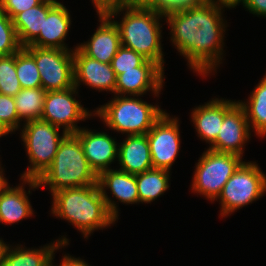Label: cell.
<instances>
[{"instance_id": "6da1fadb", "label": "cell", "mask_w": 266, "mask_h": 266, "mask_svg": "<svg viewBox=\"0 0 266 266\" xmlns=\"http://www.w3.org/2000/svg\"><path fill=\"white\" fill-rule=\"evenodd\" d=\"M225 8L205 0L197 6L165 13L172 46L187 59L188 67L198 76L213 75L223 63L227 22L222 13Z\"/></svg>"}, {"instance_id": "7a4b0ae2", "label": "cell", "mask_w": 266, "mask_h": 266, "mask_svg": "<svg viewBox=\"0 0 266 266\" xmlns=\"http://www.w3.org/2000/svg\"><path fill=\"white\" fill-rule=\"evenodd\" d=\"M51 196L50 212L68 221L86 239L94 231L111 227L117 221L108 211L98 184L58 190Z\"/></svg>"}, {"instance_id": "3957f363", "label": "cell", "mask_w": 266, "mask_h": 266, "mask_svg": "<svg viewBox=\"0 0 266 266\" xmlns=\"http://www.w3.org/2000/svg\"><path fill=\"white\" fill-rule=\"evenodd\" d=\"M122 18L118 22L121 45L134 50L146 59L157 63L164 70V52L162 51V24L165 14L156 8L122 6L110 17Z\"/></svg>"}, {"instance_id": "277c9868", "label": "cell", "mask_w": 266, "mask_h": 266, "mask_svg": "<svg viewBox=\"0 0 266 266\" xmlns=\"http://www.w3.org/2000/svg\"><path fill=\"white\" fill-rule=\"evenodd\" d=\"M79 139L68 134L58 147L51 166L37 179L39 188L48 187L51 195L62 189L97 184Z\"/></svg>"}, {"instance_id": "5b68a950", "label": "cell", "mask_w": 266, "mask_h": 266, "mask_svg": "<svg viewBox=\"0 0 266 266\" xmlns=\"http://www.w3.org/2000/svg\"><path fill=\"white\" fill-rule=\"evenodd\" d=\"M160 107L139 96L114 95L106 104L94 109V117H99L109 130L125 135H145L165 112Z\"/></svg>"}, {"instance_id": "8992f818", "label": "cell", "mask_w": 266, "mask_h": 266, "mask_svg": "<svg viewBox=\"0 0 266 266\" xmlns=\"http://www.w3.org/2000/svg\"><path fill=\"white\" fill-rule=\"evenodd\" d=\"M21 140L28 155L29 166L20 179L37 180L52 164L58 147L68 133L41 119L23 123Z\"/></svg>"}, {"instance_id": "52a82bcc", "label": "cell", "mask_w": 266, "mask_h": 266, "mask_svg": "<svg viewBox=\"0 0 266 266\" xmlns=\"http://www.w3.org/2000/svg\"><path fill=\"white\" fill-rule=\"evenodd\" d=\"M254 161H244L218 196L221 218L259 200L266 193V174Z\"/></svg>"}, {"instance_id": "ba28073f", "label": "cell", "mask_w": 266, "mask_h": 266, "mask_svg": "<svg viewBox=\"0 0 266 266\" xmlns=\"http://www.w3.org/2000/svg\"><path fill=\"white\" fill-rule=\"evenodd\" d=\"M243 162L239 155L207 148L195 164L191 191L211 202H218L223 186Z\"/></svg>"}, {"instance_id": "9c48e42d", "label": "cell", "mask_w": 266, "mask_h": 266, "mask_svg": "<svg viewBox=\"0 0 266 266\" xmlns=\"http://www.w3.org/2000/svg\"><path fill=\"white\" fill-rule=\"evenodd\" d=\"M35 59L45 91L65 90L74 87L73 50L24 47Z\"/></svg>"}, {"instance_id": "30bf717a", "label": "cell", "mask_w": 266, "mask_h": 266, "mask_svg": "<svg viewBox=\"0 0 266 266\" xmlns=\"http://www.w3.org/2000/svg\"><path fill=\"white\" fill-rule=\"evenodd\" d=\"M79 90L74 86L65 90L47 91L43 105L41 120L63 128L68 134L76 133L80 128L79 121L94 116L88 108L76 99ZM93 115V116H92Z\"/></svg>"}, {"instance_id": "8fae6325", "label": "cell", "mask_w": 266, "mask_h": 266, "mask_svg": "<svg viewBox=\"0 0 266 266\" xmlns=\"http://www.w3.org/2000/svg\"><path fill=\"white\" fill-rule=\"evenodd\" d=\"M178 123V117H171L165 111L146 134L153 168L171 171L181 150L180 123Z\"/></svg>"}, {"instance_id": "7c38bea8", "label": "cell", "mask_w": 266, "mask_h": 266, "mask_svg": "<svg viewBox=\"0 0 266 266\" xmlns=\"http://www.w3.org/2000/svg\"><path fill=\"white\" fill-rule=\"evenodd\" d=\"M164 79V70L147 59L141 66L135 67V70L117 75L114 95L143 97L151 92L158 98L165 86Z\"/></svg>"}, {"instance_id": "4fadbf2b", "label": "cell", "mask_w": 266, "mask_h": 266, "mask_svg": "<svg viewBox=\"0 0 266 266\" xmlns=\"http://www.w3.org/2000/svg\"><path fill=\"white\" fill-rule=\"evenodd\" d=\"M251 129L244 108L237 102L225 115L216 140L208 149L243 157L245 143L251 138ZM244 147V148H243Z\"/></svg>"}, {"instance_id": "5bb4252c", "label": "cell", "mask_w": 266, "mask_h": 266, "mask_svg": "<svg viewBox=\"0 0 266 266\" xmlns=\"http://www.w3.org/2000/svg\"><path fill=\"white\" fill-rule=\"evenodd\" d=\"M97 184L101 194L105 200L106 206L110 214L117 220L119 217V209L117 203L123 204H139V195L137 190L136 175L129 174L119 169H109L98 175ZM107 190L110 195H107Z\"/></svg>"}, {"instance_id": "9a60e30c", "label": "cell", "mask_w": 266, "mask_h": 266, "mask_svg": "<svg viewBox=\"0 0 266 266\" xmlns=\"http://www.w3.org/2000/svg\"><path fill=\"white\" fill-rule=\"evenodd\" d=\"M74 135L79 139L90 168L97 176L111 169V164L118 161V142L107 132L83 127Z\"/></svg>"}, {"instance_id": "2e32d148", "label": "cell", "mask_w": 266, "mask_h": 266, "mask_svg": "<svg viewBox=\"0 0 266 266\" xmlns=\"http://www.w3.org/2000/svg\"><path fill=\"white\" fill-rule=\"evenodd\" d=\"M74 86L79 90L81 83L99 92L115 94L116 74L111 64L102 63L86 56L77 46L73 50Z\"/></svg>"}, {"instance_id": "e0dca14e", "label": "cell", "mask_w": 266, "mask_h": 266, "mask_svg": "<svg viewBox=\"0 0 266 266\" xmlns=\"http://www.w3.org/2000/svg\"><path fill=\"white\" fill-rule=\"evenodd\" d=\"M22 182L18 186L10 187L8 182L0 190V223L15 224L23 219L34 215L28 194L31 190L39 189L37 180L20 179ZM25 184L28 185V192L25 190Z\"/></svg>"}, {"instance_id": "ac0fdd59", "label": "cell", "mask_w": 266, "mask_h": 266, "mask_svg": "<svg viewBox=\"0 0 266 266\" xmlns=\"http://www.w3.org/2000/svg\"><path fill=\"white\" fill-rule=\"evenodd\" d=\"M99 26L89 40L76 46L86 55L110 64L122 46L119 28L110 16H98Z\"/></svg>"}, {"instance_id": "d6986e66", "label": "cell", "mask_w": 266, "mask_h": 266, "mask_svg": "<svg viewBox=\"0 0 266 266\" xmlns=\"http://www.w3.org/2000/svg\"><path fill=\"white\" fill-rule=\"evenodd\" d=\"M236 100L212 98L209 102L192 109L191 122L198 138L209 146L216 140L224 120V115L237 103Z\"/></svg>"}, {"instance_id": "ffe728a7", "label": "cell", "mask_w": 266, "mask_h": 266, "mask_svg": "<svg viewBox=\"0 0 266 266\" xmlns=\"http://www.w3.org/2000/svg\"><path fill=\"white\" fill-rule=\"evenodd\" d=\"M69 12L66 6L58 1L44 18L43 31H40L39 36L29 46L74 50V47L69 48L65 42L72 24Z\"/></svg>"}, {"instance_id": "44dd1931", "label": "cell", "mask_w": 266, "mask_h": 266, "mask_svg": "<svg viewBox=\"0 0 266 266\" xmlns=\"http://www.w3.org/2000/svg\"><path fill=\"white\" fill-rule=\"evenodd\" d=\"M67 245H69V239L64 235L36 249L24 248L22 244H17V246L6 244L0 266H45L53 259L56 250L65 248Z\"/></svg>"}, {"instance_id": "7402d4cb", "label": "cell", "mask_w": 266, "mask_h": 266, "mask_svg": "<svg viewBox=\"0 0 266 266\" xmlns=\"http://www.w3.org/2000/svg\"><path fill=\"white\" fill-rule=\"evenodd\" d=\"M119 170L137 175L153 168L147 135H127L118 143Z\"/></svg>"}, {"instance_id": "603a6c76", "label": "cell", "mask_w": 266, "mask_h": 266, "mask_svg": "<svg viewBox=\"0 0 266 266\" xmlns=\"http://www.w3.org/2000/svg\"><path fill=\"white\" fill-rule=\"evenodd\" d=\"M57 0H43L39 5L18 13L12 23L22 47L29 46L43 31L44 18Z\"/></svg>"}, {"instance_id": "cb8c5ba5", "label": "cell", "mask_w": 266, "mask_h": 266, "mask_svg": "<svg viewBox=\"0 0 266 266\" xmlns=\"http://www.w3.org/2000/svg\"><path fill=\"white\" fill-rule=\"evenodd\" d=\"M238 103L244 108L250 129L256 136H266V74L250 92L247 100Z\"/></svg>"}, {"instance_id": "d4e9b609", "label": "cell", "mask_w": 266, "mask_h": 266, "mask_svg": "<svg viewBox=\"0 0 266 266\" xmlns=\"http://www.w3.org/2000/svg\"><path fill=\"white\" fill-rule=\"evenodd\" d=\"M171 171L152 168L136 175L139 204L151 203L162 196L170 187Z\"/></svg>"}, {"instance_id": "484cf974", "label": "cell", "mask_w": 266, "mask_h": 266, "mask_svg": "<svg viewBox=\"0 0 266 266\" xmlns=\"http://www.w3.org/2000/svg\"><path fill=\"white\" fill-rule=\"evenodd\" d=\"M47 91L42 87L22 88L15 96V106L19 120L23 123L41 119Z\"/></svg>"}, {"instance_id": "4316f807", "label": "cell", "mask_w": 266, "mask_h": 266, "mask_svg": "<svg viewBox=\"0 0 266 266\" xmlns=\"http://www.w3.org/2000/svg\"><path fill=\"white\" fill-rule=\"evenodd\" d=\"M16 73L22 88L42 87L35 59L24 47L16 53Z\"/></svg>"}, {"instance_id": "83f0119b", "label": "cell", "mask_w": 266, "mask_h": 266, "mask_svg": "<svg viewBox=\"0 0 266 266\" xmlns=\"http://www.w3.org/2000/svg\"><path fill=\"white\" fill-rule=\"evenodd\" d=\"M21 89L16 73V53L0 56V94L14 97Z\"/></svg>"}, {"instance_id": "f1b7e54d", "label": "cell", "mask_w": 266, "mask_h": 266, "mask_svg": "<svg viewBox=\"0 0 266 266\" xmlns=\"http://www.w3.org/2000/svg\"><path fill=\"white\" fill-rule=\"evenodd\" d=\"M22 48L12 19L0 9V56H9Z\"/></svg>"}, {"instance_id": "f546056e", "label": "cell", "mask_w": 266, "mask_h": 266, "mask_svg": "<svg viewBox=\"0 0 266 266\" xmlns=\"http://www.w3.org/2000/svg\"><path fill=\"white\" fill-rule=\"evenodd\" d=\"M146 60L134 50L121 46L110 64L117 76L125 71L135 70V67L141 66Z\"/></svg>"}, {"instance_id": "4dcf8cb0", "label": "cell", "mask_w": 266, "mask_h": 266, "mask_svg": "<svg viewBox=\"0 0 266 266\" xmlns=\"http://www.w3.org/2000/svg\"><path fill=\"white\" fill-rule=\"evenodd\" d=\"M0 121L13 133L23 125L18 118L14 97L0 94Z\"/></svg>"}, {"instance_id": "1f68e13d", "label": "cell", "mask_w": 266, "mask_h": 266, "mask_svg": "<svg viewBox=\"0 0 266 266\" xmlns=\"http://www.w3.org/2000/svg\"><path fill=\"white\" fill-rule=\"evenodd\" d=\"M43 0H0V9L13 19L18 13L39 5Z\"/></svg>"}, {"instance_id": "d6a6232c", "label": "cell", "mask_w": 266, "mask_h": 266, "mask_svg": "<svg viewBox=\"0 0 266 266\" xmlns=\"http://www.w3.org/2000/svg\"><path fill=\"white\" fill-rule=\"evenodd\" d=\"M98 16H110L126 5V0H90Z\"/></svg>"}, {"instance_id": "836d02e7", "label": "cell", "mask_w": 266, "mask_h": 266, "mask_svg": "<svg viewBox=\"0 0 266 266\" xmlns=\"http://www.w3.org/2000/svg\"><path fill=\"white\" fill-rule=\"evenodd\" d=\"M205 0H163V13L169 12L171 10H176L180 8L197 6L204 2Z\"/></svg>"}, {"instance_id": "e575fe53", "label": "cell", "mask_w": 266, "mask_h": 266, "mask_svg": "<svg viewBox=\"0 0 266 266\" xmlns=\"http://www.w3.org/2000/svg\"><path fill=\"white\" fill-rule=\"evenodd\" d=\"M242 5L254 16L266 17V0H244Z\"/></svg>"}, {"instance_id": "d590c367", "label": "cell", "mask_w": 266, "mask_h": 266, "mask_svg": "<svg viewBox=\"0 0 266 266\" xmlns=\"http://www.w3.org/2000/svg\"><path fill=\"white\" fill-rule=\"evenodd\" d=\"M126 5L132 7L156 8L163 12V0H126Z\"/></svg>"}, {"instance_id": "8d00e7d4", "label": "cell", "mask_w": 266, "mask_h": 266, "mask_svg": "<svg viewBox=\"0 0 266 266\" xmlns=\"http://www.w3.org/2000/svg\"><path fill=\"white\" fill-rule=\"evenodd\" d=\"M60 261V265L58 266H91L82 258H76L70 254H65Z\"/></svg>"}, {"instance_id": "74e56055", "label": "cell", "mask_w": 266, "mask_h": 266, "mask_svg": "<svg viewBox=\"0 0 266 266\" xmlns=\"http://www.w3.org/2000/svg\"><path fill=\"white\" fill-rule=\"evenodd\" d=\"M207 1L227 7L229 9L231 8L233 9L239 6L240 3L242 4L244 2V0H207Z\"/></svg>"}, {"instance_id": "f35d334b", "label": "cell", "mask_w": 266, "mask_h": 266, "mask_svg": "<svg viewBox=\"0 0 266 266\" xmlns=\"http://www.w3.org/2000/svg\"><path fill=\"white\" fill-rule=\"evenodd\" d=\"M2 162L0 161V190L5 186L8 182L7 178L5 177L4 167H2Z\"/></svg>"}, {"instance_id": "ab89813d", "label": "cell", "mask_w": 266, "mask_h": 266, "mask_svg": "<svg viewBox=\"0 0 266 266\" xmlns=\"http://www.w3.org/2000/svg\"><path fill=\"white\" fill-rule=\"evenodd\" d=\"M8 134H12V131L0 121V138H2V136H6ZM1 156V155H0Z\"/></svg>"}, {"instance_id": "60d3db41", "label": "cell", "mask_w": 266, "mask_h": 266, "mask_svg": "<svg viewBox=\"0 0 266 266\" xmlns=\"http://www.w3.org/2000/svg\"><path fill=\"white\" fill-rule=\"evenodd\" d=\"M5 245H6V242L0 237V260H1V256H2Z\"/></svg>"}, {"instance_id": "b9f144b4", "label": "cell", "mask_w": 266, "mask_h": 266, "mask_svg": "<svg viewBox=\"0 0 266 266\" xmlns=\"http://www.w3.org/2000/svg\"><path fill=\"white\" fill-rule=\"evenodd\" d=\"M54 258H55V257L53 256V259H52L49 263H47L45 266H58V265H56V264L54 265V263H55V262H54Z\"/></svg>"}]
</instances>
